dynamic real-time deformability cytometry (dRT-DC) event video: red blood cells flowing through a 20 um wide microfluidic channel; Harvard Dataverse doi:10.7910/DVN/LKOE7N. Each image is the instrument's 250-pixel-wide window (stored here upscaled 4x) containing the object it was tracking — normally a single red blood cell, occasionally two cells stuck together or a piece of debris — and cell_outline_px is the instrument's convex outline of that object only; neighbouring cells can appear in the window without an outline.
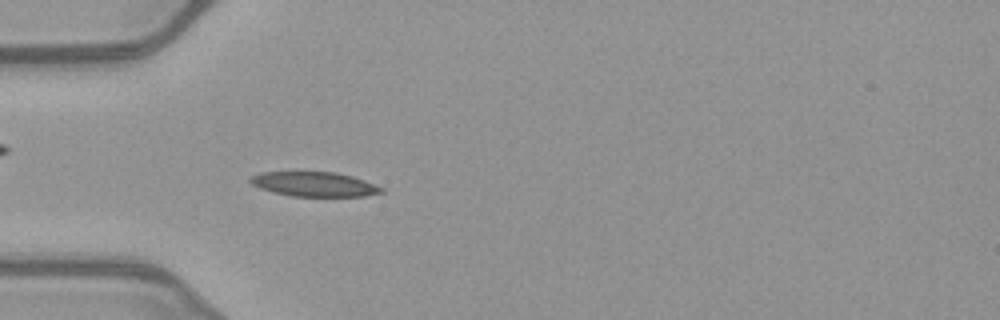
{"species": "common noctule bat (a hibernating species)", "species_latin": "Nyctalus noctula", "temperature_condition": "warm", "stored_images_in_passage": 51, "camera_frame_rate_fps": 3000, "um_per_image_px": 0.085, "animal": {"sex": "female", "body_mass_g": 21.9}, "frame": {"image": 1, "passage_image": 16, "time_ms": 5.0, "image_size_px": [1000, 320], "cell_outline_px": [[384, 192], [364, 196], [292, 196], [272, 192], [260, 188], [252, 184], [248, 180], [252, 176], [260, 172], [336, 172], [352, 176], [364, 180], [384, 188]], "centroid_in_image_um": [26.71, 15.65], "position_along_channel_um": 58.3, "area_um2": 18.73}}
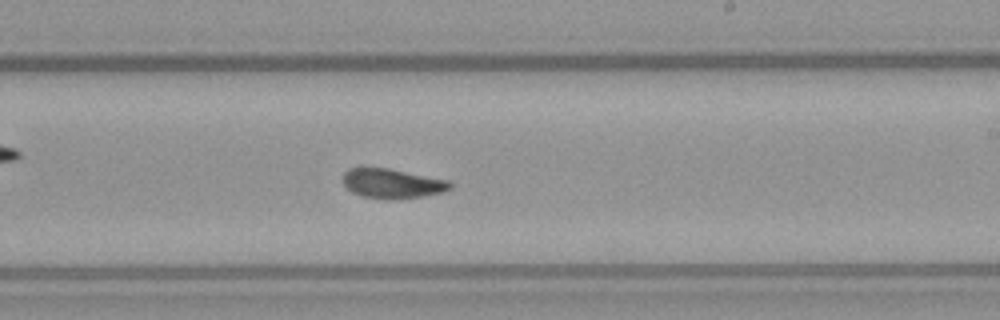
{"frame": {"image": 2, "passage_image": 31, "time_ms": 10.0, "image_size_px": [1000, 320], "cell_outline_px": [[452, 188], [444, 192], [420, 196], [392, 200], [384, 200], [360, 196], [352, 192], [344, 184], [344, 172], [348, 168], [388, 168], [448, 180], [452, 184]], "centroid_in_image_um": [33.34, 15.61], "position_along_channel_um": 255.7, "area_um2": 18.5}}
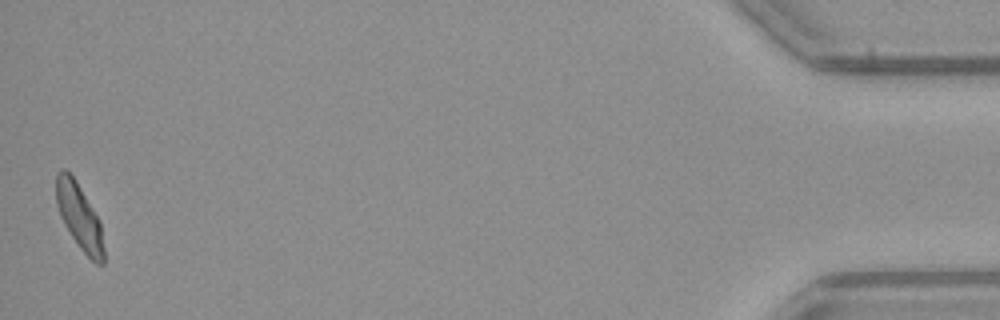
{"frame": {"image": 3, "passage_image": 51, "time_ms": 16.667, "image_size_px": [1000, 320], "cell_outline_px": [[104, 264], [96, 264], [80, 248], [64, 224], [60, 216], [56, 204], [56, 176], [64, 168], [76, 180], [100, 220], [104, 248]], "centroid_in_image_um": [6.76, 18.43], "position_along_channel_um": 428.4, "area_um2": 18.09}, "authors_computed_cell_mechanics": {"area_um2": 18.496, "velocity_mm_per_s": 4.0256, "shape_relaxation_time_tau1_ms": 3.2846, "shape_relaxation_time_tau2_ms": 1.8381, "deformation_change_tau1": 0.136, "deformation_change_tau2": 0.0811}}